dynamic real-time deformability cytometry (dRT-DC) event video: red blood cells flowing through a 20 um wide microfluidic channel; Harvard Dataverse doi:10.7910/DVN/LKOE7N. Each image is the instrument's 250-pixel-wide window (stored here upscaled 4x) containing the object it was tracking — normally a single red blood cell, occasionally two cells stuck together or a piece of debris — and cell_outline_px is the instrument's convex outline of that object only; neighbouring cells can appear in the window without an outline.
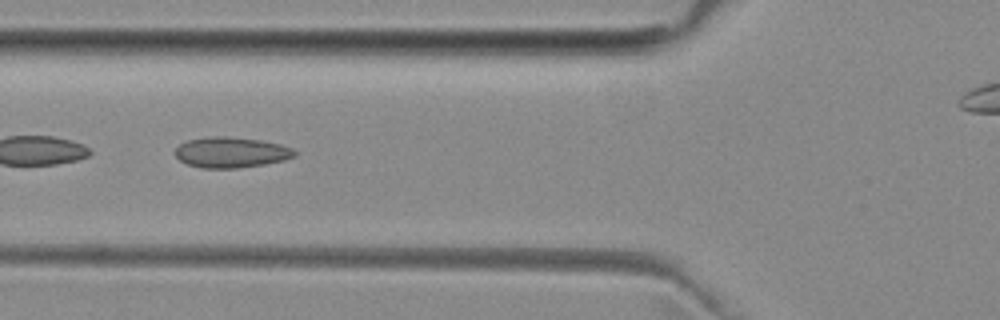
{"species": "common noctule bat (a hibernating species)", "species_latin": "Nyctalus noctula", "temperature_condition": "room temperature", "stored_images_in_passage": 6, "camera_frame_rate_fps": 3000, "um_per_image_px": 0.085, "animal": {"sex": "female", "body_mass_g": 29.2, "forearm_length_mm": 56.3}, "frame": {"image": 1, "passage_image": 5, "time_ms": 4.667, "image_size_px": [1000, 320], "cell_outline_px": [[296, 156], [284, 160], [264, 164], [236, 168], [200, 168], [188, 164], [180, 160], [176, 156], [176, 148], [180, 144], [188, 140], [208, 136], [228, 136], [260, 140], [280, 144], [292, 148], [296, 152]], "centroid_in_image_um": [19.65, 12.94], "position_along_channel_um": 106.2, "area_um2": 21.27}}
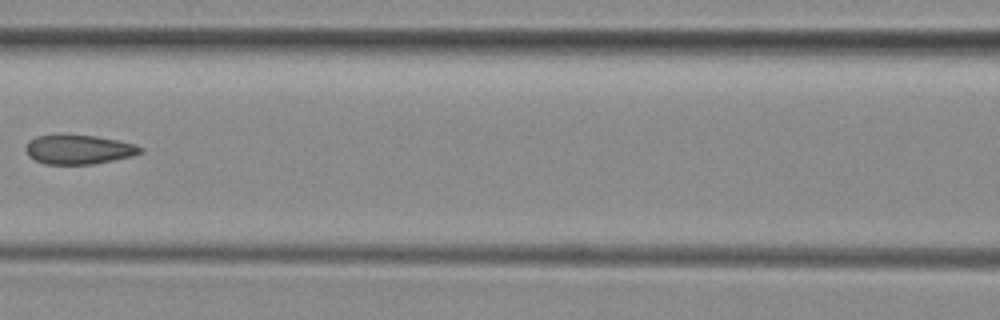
{"frame": {"image": 2, "passage_image": 6, "time_ms": 6.0, "image_size_px": [1000, 320], "cell_outline_px": [[144, 148], [140, 152], [132, 156], [92, 164], [44, 164], [28, 156], [24, 148], [28, 140], [36, 136], [60, 132], [64, 132], [96, 136], [136, 144]], "centroid_in_image_um": [6.61, 12.66], "position_along_channel_um": 160.0, "area_um2": 20.17}}